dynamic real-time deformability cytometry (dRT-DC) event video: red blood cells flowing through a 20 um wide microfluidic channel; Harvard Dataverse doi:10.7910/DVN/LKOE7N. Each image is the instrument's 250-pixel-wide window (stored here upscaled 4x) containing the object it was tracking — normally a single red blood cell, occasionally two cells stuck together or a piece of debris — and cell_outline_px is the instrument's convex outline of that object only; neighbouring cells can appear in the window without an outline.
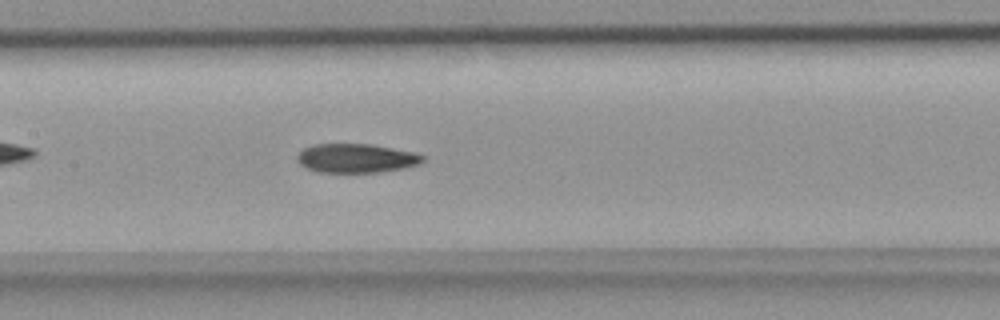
{"species": "common noctule bat (a hibernating species)", "species_latin": "Nyctalus noctula", "temperature_condition": "room temperature", "stored_images_in_passage": 38, "camera_frame_rate_fps": 3000, "um_per_image_px": 0.085, "animal": {"sex": "female", "body_mass_g": 18.4}, "frame": {"image": 1, "passage_image": 13, "time_ms": 4.0, "image_size_px": [1000, 320], "cell_outline_px": [[424, 160], [420, 164], [404, 168], [380, 172], [316, 172], [300, 164], [296, 160], [296, 156], [304, 148], [312, 144], [372, 144], [416, 152], [424, 156]], "centroid_in_image_um": [30.29, 13.44], "position_along_channel_um": 177.1, "area_um2": 21.39}}
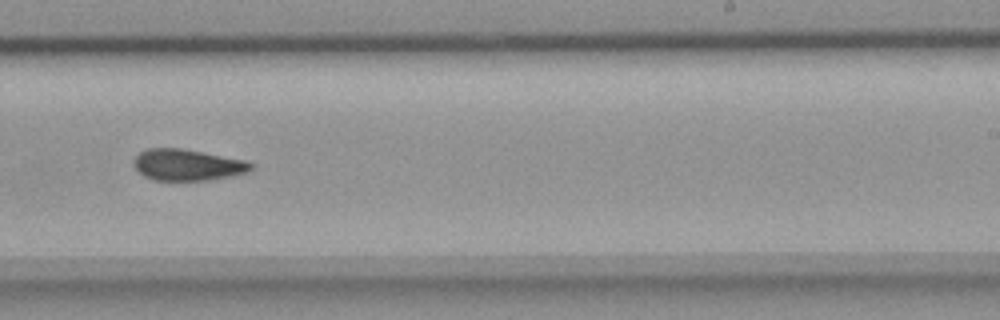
{"frame": {"image": 2, "passage_image": 20, "time_ms": 6.333, "image_size_px": [1000, 320], "cell_outline_px": [[256, 164], [248, 172], [232, 176], [208, 180], [156, 180], [144, 176], [132, 164], [132, 160], [140, 152], [148, 148], [180, 148], [244, 160]], "centroid_in_image_um": [15.93, 14.02], "position_along_channel_um": 273.1, "area_um2": 21.33}}
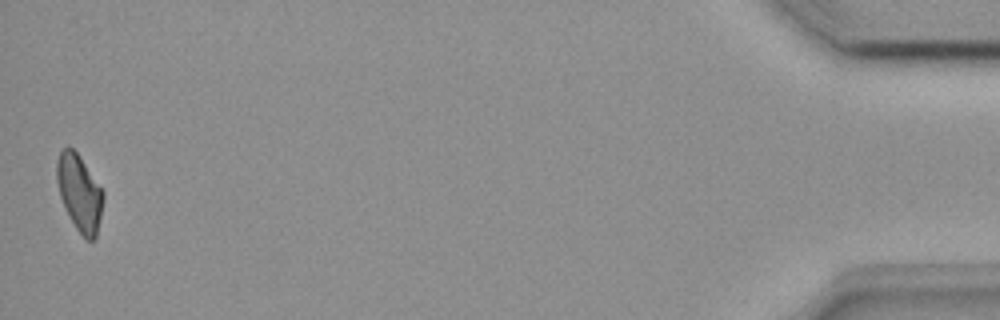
{"frame": {"image": 3, "passage_image": 38, "time_ms": 12.333, "image_size_px": [1000, 320], "cell_outline_px": [[104, 200], [96, 236], [92, 240], [84, 240], [76, 228], [60, 196], [56, 180], [56, 160], [60, 152], [64, 148], [72, 148], [80, 156], [104, 192]], "centroid_in_image_um": [6.76, 16.38], "position_along_channel_um": 428.4, "area_um2": 20.46}}